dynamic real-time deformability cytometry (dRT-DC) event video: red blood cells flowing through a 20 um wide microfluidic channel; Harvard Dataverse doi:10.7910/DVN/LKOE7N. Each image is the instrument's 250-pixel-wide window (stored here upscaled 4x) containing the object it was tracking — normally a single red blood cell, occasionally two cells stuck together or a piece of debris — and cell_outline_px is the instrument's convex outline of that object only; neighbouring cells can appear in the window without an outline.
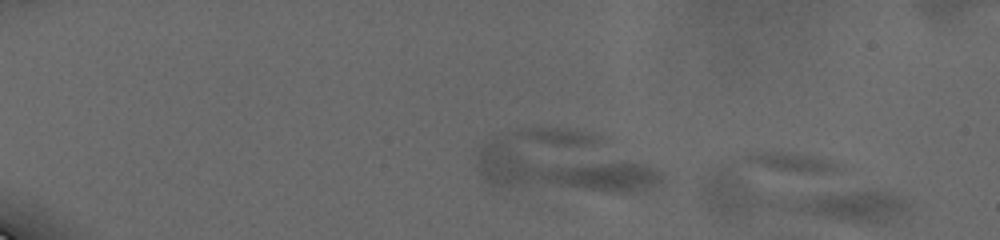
{"species": "human", "species_latin": "Homo sapiens", "temperature_condition": "cold", "stored_images_in_passage": 2, "camera_frame_rate_fps": 3000, "um_per_image_px": 0.085, "donor": {"sex": "male"}, "frame": {"image": 1, "passage_image": 2, "time_ms": 1.0, "image_size_px": [1000, 240], "cell_outline_px": [[908, 208], [900, 216], [884, 224], [728, 224], [708, 212], [700, 204], [700, 188], [704, 176], [720, 164], [728, 164], [884, 192], [896, 196], [908, 204]], "centroid_in_image_um": [67.29, 16.96], "position_along_channel_um": 17.7, "area_um2": 64.5}}